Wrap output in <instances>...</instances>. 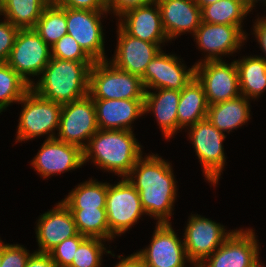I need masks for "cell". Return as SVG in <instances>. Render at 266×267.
Returning <instances> with one entry per match:
<instances>
[{
	"instance_id": "45",
	"label": "cell",
	"mask_w": 266,
	"mask_h": 267,
	"mask_svg": "<svg viewBox=\"0 0 266 267\" xmlns=\"http://www.w3.org/2000/svg\"><path fill=\"white\" fill-rule=\"evenodd\" d=\"M46 6H57L59 4V0H41Z\"/></svg>"
},
{
	"instance_id": "28",
	"label": "cell",
	"mask_w": 266,
	"mask_h": 267,
	"mask_svg": "<svg viewBox=\"0 0 266 267\" xmlns=\"http://www.w3.org/2000/svg\"><path fill=\"white\" fill-rule=\"evenodd\" d=\"M107 182L89 178L72 189L61 201L69 209L106 208Z\"/></svg>"
},
{
	"instance_id": "46",
	"label": "cell",
	"mask_w": 266,
	"mask_h": 267,
	"mask_svg": "<svg viewBox=\"0 0 266 267\" xmlns=\"http://www.w3.org/2000/svg\"><path fill=\"white\" fill-rule=\"evenodd\" d=\"M262 260L261 259H259L256 263H255V265H254V267H266V265L264 264H262L263 263V261L261 262Z\"/></svg>"
},
{
	"instance_id": "9",
	"label": "cell",
	"mask_w": 266,
	"mask_h": 267,
	"mask_svg": "<svg viewBox=\"0 0 266 267\" xmlns=\"http://www.w3.org/2000/svg\"><path fill=\"white\" fill-rule=\"evenodd\" d=\"M183 242L190 264L198 267L220 247L234 231L202 215L188 217Z\"/></svg>"
},
{
	"instance_id": "30",
	"label": "cell",
	"mask_w": 266,
	"mask_h": 267,
	"mask_svg": "<svg viewBox=\"0 0 266 267\" xmlns=\"http://www.w3.org/2000/svg\"><path fill=\"white\" fill-rule=\"evenodd\" d=\"M79 234L112 242L116 238L109 230L106 208L70 209Z\"/></svg>"
},
{
	"instance_id": "3",
	"label": "cell",
	"mask_w": 266,
	"mask_h": 267,
	"mask_svg": "<svg viewBox=\"0 0 266 267\" xmlns=\"http://www.w3.org/2000/svg\"><path fill=\"white\" fill-rule=\"evenodd\" d=\"M94 63L51 57L31 89L62 105L83 98L89 94L90 69Z\"/></svg>"
},
{
	"instance_id": "25",
	"label": "cell",
	"mask_w": 266,
	"mask_h": 267,
	"mask_svg": "<svg viewBox=\"0 0 266 267\" xmlns=\"http://www.w3.org/2000/svg\"><path fill=\"white\" fill-rule=\"evenodd\" d=\"M209 104L203 85L194 77L181 91L177 107L179 131L206 119Z\"/></svg>"
},
{
	"instance_id": "10",
	"label": "cell",
	"mask_w": 266,
	"mask_h": 267,
	"mask_svg": "<svg viewBox=\"0 0 266 267\" xmlns=\"http://www.w3.org/2000/svg\"><path fill=\"white\" fill-rule=\"evenodd\" d=\"M248 35L250 34L246 30L244 31L236 25L211 24L201 21L192 37L198 47L196 49L205 55L194 64L224 60V56L225 58L233 56L248 41Z\"/></svg>"
},
{
	"instance_id": "32",
	"label": "cell",
	"mask_w": 266,
	"mask_h": 267,
	"mask_svg": "<svg viewBox=\"0 0 266 267\" xmlns=\"http://www.w3.org/2000/svg\"><path fill=\"white\" fill-rule=\"evenodd\" d=\"M31 86L6 62L0 63V114L17 104Z\"/></svg>"
},
{
	"instance_id": "31",
	"label": "cell",
	"mask_w": 266,
	"mask_h": 267,
	"mask_svg": "<svg viewBox=\"0 0 266 267\" xmlns=\"http://www.w3.org/2000/svg\"><path fill=\"white\" fill-rule=\"evenodd\" d=\"M34 29L51 47L67 34L66 7L46 6Z\"/></svg>"
},
{
	"instance_id": "37",
	"label": "cell",
	"mask_w": 266,
	"mask_h": 267,
	"mask_svg": "<svg viewBox=\"0 0 266 267\" xmlns=\"http://www.w3.org/2000/svg\"><path fill=\"white\" fill-rule=\"evenodd\" d=\"M2 20L0 19V63L7 62L19 32V29L11 22L5 18H2Z\"/></svg>"
},
{
	"instance_id": "20",
	"label": "cell",
	"mask_w": 266,
	"mask_h": 267,
	"mask_svg": "<svg viewBox=\"0 0 266 267\" xmlns=\"http://www.w3.org/2000/svg\"><path fill=\"white\" fill-rule=\"evenodd\" d=\"M116 20L117 24L132 37L150 43L170 42L163 28L157 2L130 9Z\"/></svg>"
},
{
	"instance_id": "26",
	"label": "cell",
	"mask_w": 266,
	"mask_h": 267,
	"mask_svg": "<svg viewBox=\"0 0 266 267\" xmlns=\"http://www.w3.org/2000/svg\"><path fill=\"white\" fill-rule=\"evenodd\" d=\"M235 63L241 95L251 101L260 98L266 91V61L251 54L235 59Z\"/></svg>"
},
{
	"instance_id": "4",
	"label": "cell",
	"mask_w": 266,
	"mask_h": 267,
	"mask_svg": "<svg viewBox=\"0 0 266 267\" xmlns=\"http://www.w3.org/2000/svg\"><path fill=\"white\" fill-rule=\"evenodd\" d=\"M17 104H21L22 108L16 129V144L45 135L46 139L55 138L62 104L39 96L33 89H30Z\"/></svg>"
},
{
	"instance_id": "1",
	"label": "cell",
	"mask_w": 266,
	"mask_h": 267,
	"mask_svg": "<svg viewBox=\"0 0 266 267\" xmlns=\"http://www.w3.org/2000/svg\"><path fill=\"white\" fill-rule=\"evenodd\" d=\"M126 178L139 192L147 216L157 224L172 223L178 188L171 162L157 153H145Z\"/></svg>"
},
{
	"instance_id": "17",
	"label": "cell",
	"mask_w": 266,
	"mask_h": 267,
	"mask_svg": "<svg viewBox=\"0 0 266 267\" xmlns=\"http://www.w3.org/2000/svg\"><path fill=\"white\" fill-rule=\"evenodd\" d=\"M34 171L43 179L80 169L83 150L57 138L45 139L37 155L30 161Z\"/></svg>"
},
{
	"instance_id": "38",
	"label": "cell",
	"mask_w": 266,
	"mask_h": 267,
	"mask_svg": "<svg viewBox=\"0 0 266 267\" xmlns=\"http://www.w3.org/2000/svg\"><path fill=\"white\" fill-rule=\"evenodd\" d=\"M155 1L156 0H110L107 3V11L109 15H112L113 13V16L117 19L124 12L130 9L145 6Z\"/></svg>"
},
{
	"instance_id": "13",
	"label": "cell",
	"mask_w": 266,
	"mask_h": 267,
	"mask_svg": "<svg viewBox=\"0 0 266 267\" xmlns=\"http://www.w3.org/2000/svg\"><path fill=\"white\" fill-rule=\"evenodd\" d=\"M258 236L253 228L234 229L225 242L198 267H254L260 259Z\"/></svg>"
},
{
	"instance_id": "18",
	"label": "cell",
	"mask_w": 266,
	"mask_h": 267,
	"mask_svg": "<svg viewBox=\"0 0 266 267\" xmlns=\"http://www.w3.org/2000/svg\"><path fill=\"white\" fill-rule=\"evenodd\" d=\"M116 26V48L113 57L108 61L116 68L142 78L147 65L162 50L165 43L140 40L127 34L117 23Z\"/></svg>"
},
{
	"instance_id": "7",
	"label": "cell",
	"mask_w": 266,
	"mask_h": 267,
	"mask_svg": "<svg viewBox=\"0 0 266 267\" xmlns=\"http://www.w3.org/2000/svg\"><path fill=\"white\" fill-rule=\"evenodd\" d=\"M139 192L127 178L107 183L106 216L110 232L121 237L145 215Z\"/></svg>"
},
{
	"instance_id": "15",
	"label": "cell",
	"mask_w": 266,
	"mask_h": 267,
	"mask_svg": "<svg viewBox=\"0 0 266 267\" xmlns=\"http://www.w3.org/2000/svg\"><path fill=\"white\" fill-rule=\"evenodd\" d=\"M205 61L195 65V77L203 85L209 105L241 95L235 59Z\"/></svg>"
},
{
	"instance_id": "21",
	"label": "cell",
	"mask_w": 266,
	"mask_h": 267,
	"mask_svg": "<svg viewBox=\"0 0 266 267\" xmlns=\"http://www.w3.org/2000/svg\"><path fill=\"white\" fill-rule=\"evenodd\" d=\"M100 130H133L134 121L144 116V99H93Z\"/></svg>"
},
{
	"instance_id": "36",
	"label": "cell",
	"mask_w": 266,
	"mask_h": 267,
	"mask_svg": "<svg viewBox=\"0 0 266 267\" xmlns=\"http://www.w3.org/2000/svg\"><path fill=\"white\" fill-rule=\"evenodd\" d=\"M32 253L21 244L2 241V261L0 267H25Z\"/></svg>"
},
{
	"instance_id": "8",
	"label": "cell",
	"mask_w": 266,
	"mask_h": 267,
	"mask_svg": "<svg viewBox=\"0 0 266 267\" xmlns=\"http://www.w3.org/2000/svg\"><path fill=\"white\" fill-rule=\"evenodd\" d=\"M50 59L51 47L35 29H19L6 63L32 86L35 80L31 77L39 79Z\"/></svg>"
},
{
	"instance_id": "6",
	"label": "cell",
	"mask_w": 266,
	"mask_h": 267,
	"mask_svg": "<svg viewBox=\"0 0 266 267\" xmlns=\"http://www.w3.org/2000/svg\"><path fill=\"white\" fill-rule=\"evenodd\" d=\"M89 95L92 99H144L145 88L139 76L108 60L96 61L90 69Z\"/></svg>"
},
{
	"instance_id": "42",
	"label": "cell",
	"mask_w": 266,
	"mask_h": 267,
	"mask_svg": "<svg viewBox=\"0 0 266 267\" xmlns=\"http://www.w3.org/2000/svg\"><path fill=\"white\" fill-rule=\"evenodd\" d=\"M117 259H120L113 267H146L142 258L134 252L126 257L117 255Z\"/></svg>"
},
{
	"instance_id": "12",
	"label": "cell",
	"mask_w": 266,
	"mask_h": 267,
	"mask_svg": "<svg viewBox=\"0 0 266 267\" xmlns=\"http://www.w3.org/2000/svg\"><path fill=\"white\" fill-rule=\"evenodd\" d=\"M108 11L71 9L66 7L67 34L96 62L108 60L105 51V34L102 18Z\"/></svg>"
},
{
	"instance_id": "22",
	"label": "cell",
	"mask_w": 266,
	"mask_h": 267,
	"mask_svg": "<svg viewBox=\"0 0 266 267\" xmlns=\"http://www.w3.org/2000/svg\"><path fill=\"white\" fill-rule=\"evenodd\" d=\"M156 2L170 44L181 35L189 33L193 36L201 23V8L195 0H156Z\"/></svg>"
},
{
	"instance_id": "33",
	"label": "cell",
	"mask_w": 266,
	"mask_h": 267,
	"mask_svg": "<svg viewBox=\"0 0 266 267\" xmlns=\"http://www.w3.org/2000/svg\"><path fill=\"white\" fill-rule=\"evenodd\" d=\"M106 240L86 237L78 246L70 267H101L103 254H115L107 250ZM113 252V254H112Z\"/></svg>"
},
{
	"instance_id": "19",
	"label": "cell",
	"mask_w": 266,
	"mask_h": 267,
	"mask_svg": "<svg viewBox=\"0 0 266 267\" xmlns=\"http://www.w3.org/2000/svg\"><path fill=\"white\" fill-rule=\"evenodd\" d=\"M37 252L49 253L54 247L78 234L70 209L59 201L55 206L41 214L36 221Z\"/></svg>"
},
{
	"instance_id": "41",
	"label": "cell",
	"mask_w": 266,
	"mask_h": 267,
	"mask_svg": "<svg viewBox=\"0 0 266 267\" xmlns=\"http://www.w3.org/2000/svg\"><path fill=\"white\" fill-rule=\"evenodd\" d=\"M25 267H57L49 253H40L34 250Z\"/></svg>"
},
{
	"instance_id": "34",
	"label": "cell",
	"mask_w": 266,
	"mask_h": 267,
	"mask_svg": "<svg viewBox=\"0 0 266 267\" xmlns=\"http://www.w3.org/2000/svg\"><path fill=\"white\" fill-rule=\"evenodd\" d=\"M51 57L62 60L95 62L69 34L62 36L51 46Z\"/></svg>"
},
{
	"instance_id": "5",
	"label": "cell",
	"mask_w": 266,
	"mask_h": 267,
	"mask_svg": "<svg viewBox=\"0 0 266 267\" xmlns=\"http://www.w3.org/2000/svg\"><path fill=\"white\" fill-rule=\"evenodd\" d=\"M185 132H188L187 138L202 166L205 180L216 187L226 166L223 143L227 135L219 131L207 118L188 127Z\"/></svg>"
},
{
	"instance_id": "24",
	"label": "cell",
	"mask_w": 266,
	"mask_h": 267,
	"mask_svg": "<svg viewBox=\"0 0 266 267\" xmlns=\"http://www.w3.org/2000/svg\"><path fill=\"white\" fill-rule=\"evenodd\" d=\"M250 103L249 99L239 95L236 98L209 105L206 118L219 131L229 134L251 119Z\"/></svg>"
},
{
	"instance_id": "16",
	"label": "cell",
	"mask_w": 266,
	"mask_h": 267,
	"mask_svg": "<svg viewBox=\"0 0 266 267\" xmlns=\"http://www.w3.org/2000/svg\"><path fill=\"white\" fill-rule=\"evenodd\" d=\"M194 77L195 64L188 68L178 55L166 53L162 49L147 65L141 80L145 90L181 91Z\"/></svg>"
},
{
	"instance_id": "43",
	"label": "cell",
	"mask_w": 266,
	"mask_h": 267,
	"mask_svg": "<svg viewBox=\"0 0 266 267\" xmlns=\"http://www.w3.org/2000/svg\"><path fill=\"white\" fill-rule=\"evenodd\" d=\"M244 4L249 12H253L252 10L258 5L256 3H263L266 6V0H243Z\"/></svg>"
},
{
	"instance_id": "47",
	"label": "cell",
	"mask_w": 266,
	"mask_h": 267,
	"mask_svg": "<svg viewBox=\"0 0 266 267\" xmlns=\"http://www.w3.org/2000/svg\"><path fill=\"white\" fill-rule=\"evenodd\" d=\"M1 261H2V240L0 238V264H1Z\"/></svg>"
},
{
	"instance_id": "39",
	"label": "cell",
	"mask_w": 266,
	"mask_h": 267,
	"mask_svg": "<svg viewBox=\"0 0 266 267\" xmlns=\"http://www.w3.org/2000/svg\"><path fill=\"white\" fill-rule=\"evenodd\" d=\"M58 5L71 9L107 11V4L103 0H59Z\"/></svg>"
},
{
	"instance_id": "48",
	"label": "cell",
	"mask_w": 266,
	"mask_h": 267,
	"mask_svg": "<svg viewBox=\"0 0 266 267\" xmlns=\"http://www.w3.org/2000/svg\"><path fill=\"white\" fill-rule=\"evenodd\" d=\"M106 4L110 1V0H103Z\"/></svg>"
},
{
	"instance_id": "35",
	"label": "cell",
	"mask_w": 266,
	"mask_h": 267,
	"mask_svg": "<svg viewBox=\"0 0 266 267\" xmlns=\"http://www.w3.org/2000/svg\"><path fill=\"white\" fill-rule=\"evenodd\" d=\"M85 238L86 236L78 233L76 236L65 239L63 242L54 247L49 254L56 266L70 267L79 244Z\"/></svg>"
},
{
	"instance_id": "2",
	"label": "cell",
	"mask_w": 266,
	"mask_h": 267,
	"mask_svg": "<svg viewBox=\"0 0 266 267\" xmlns=\"http://www.w3.org/2000/svg\"><path fill=\"white\" fill-rule=\"evenodd\" d=\"M130 130H98L83 149V163L126 178L144 154L143 146Z\"/></svg>"
},
{
	"instance_id": "11",
	"label": "cell",
	"mask_w": 266,
	"mask_h": 267,
	"mask_svg": "<svg viewBox=\"0 0 266 267\" xmlns=\"http://www.w3.org/2000/svg\"><path fill=\"white\" fill-rule=\"evenodd\" d=\"M98 130L95 105L89 94L62 105L55 138L83 150Z\"/></svg>"
},
{
	"instance_id": "29",
	"label": "cell",
	"mask_w": 266,
	"mask_h": 267,
	"mask_svg": "<svg viewBox=\"0 0 266 267\" xmlns=\"http://www.w3.org/2000/svg\"><path fill=\"white\" fill-rule=\"evenodd\" d=\"M251 14L243 0H220L201 8V21L211 24L236 25L243 30V22Z\"/></svg>"
},
{
	"instance_id": "23",
	"label": "cell",
	"mask_w": 266,
	"mask_h": 267,
	"mask_svg": "<svg viewBox=\"0 0 266 267\" xmlns=\"http://www.w3.org/2000/svg\"><path fill=\"white\" fill-rule=\"evenodd\" d=\"M155 90L152 92L151 90H145L144 115L152 113L163 138L170 141L178 133L177 107L180 91L172 89Z\"/></svg>"
},
{
	"instance_id": "44",
	"label": "cell",
	"mask_w": 266,
	"mask_h": 267,
	"mask_svg": "<svg viewBox=\"0 0 266 267\" xmlns=\"http://www.w3.org/2000/svg\"><path fill=\"white\" fill-rule=\"evenodd\" d=\"M217 1H220V0H195L196 4L202 8L204 6H207V5H210V4H213Z\"/></svg>"
},
{
	"instance_id": "40",
	"label": "cell",
	"mask_w": 266,
	"mask_h": 267,
	"mask_svg": "<svg viewBox=\"0 0 266 267\" xmlns=\"http://www.w3.org/2000/svg\"><path fill=\"white\" fill-rule=\"evenodd\" d=\"M253 32L251 35L255 37L257 44L260 45V49L264 53V55H258L262 59L266 61V16L261 15V17H257L252 25Z\"/></svg>"
},
{
	"instance_id": "14",
	"label": "cell",
	"mask_w": 266,
	"mask_h": 267,
	"mask_svg": "<svg viewBox=\"0 0 266 267\" xmlns=\"http://www.w3.org/2000/svg\"><path fill=\"white\" fill-rule=\"evenodd\" d=\"M155 224L150 244L136 251L146 267H187L190 261L183 239L178 237L172 223Z\"/></svg>"
},
{
	"instance_id": "27",
	"label": "cell",
	"mask_w": 266,
	"mask_h": 267,
	"mask_svg": "<svg viewBox=\"0 0 266 267\" xmlns=\"http://www.w3.org/2000/svg\"><path fill=\"white\" fill-rule=\"evenodd\" d=\"M45 7L41 0H0V16L18 29H34Z\"/></svg>"
}]
</instances>
